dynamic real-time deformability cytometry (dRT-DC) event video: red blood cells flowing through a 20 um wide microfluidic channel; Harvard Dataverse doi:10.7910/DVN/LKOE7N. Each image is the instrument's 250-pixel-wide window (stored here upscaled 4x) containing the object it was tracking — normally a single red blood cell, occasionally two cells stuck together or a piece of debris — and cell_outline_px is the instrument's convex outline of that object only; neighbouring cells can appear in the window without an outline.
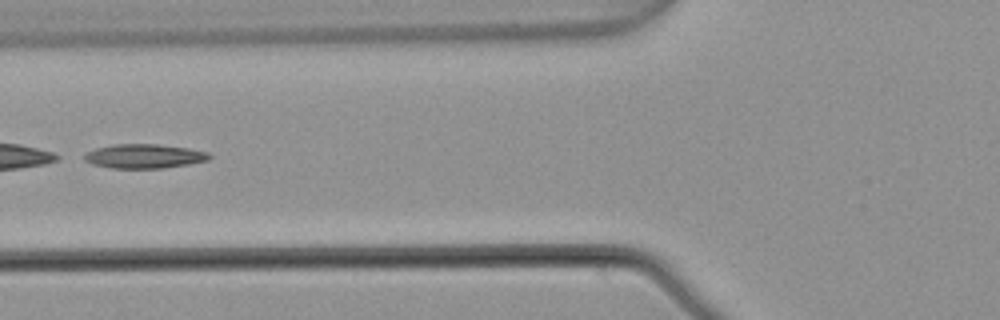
{"species": "common noctule bat (a hibernating species)", "species_latin": "Nyctalus noctula", "temperature_condition": "warm", "stored_images_in_passage": 4, "camera_frame_rate_fps": 3000, "um_per_image_px": 0.085, "animal": {"sex": "male", "body_mass_g": 21.5, "forearm_length_mm": 52.0}, "frame": {"image": 1, "passage_image": 3, "time_ms": 0.667, "image_size_px": [1000, 320], "cell_outline_px": [[212, 156], [208, 160], [188, 164], [164, 168], [112, 168], [92, 164], [84, 160], [84, 156], [88, 152], [96, 148], [112, 144], [156, 144], [188, 148], [208, 152]], "centroid_in_image_um": [12.26, 13.27], "position_along_channel_um": 113.5, "area_um2": 17.57}}
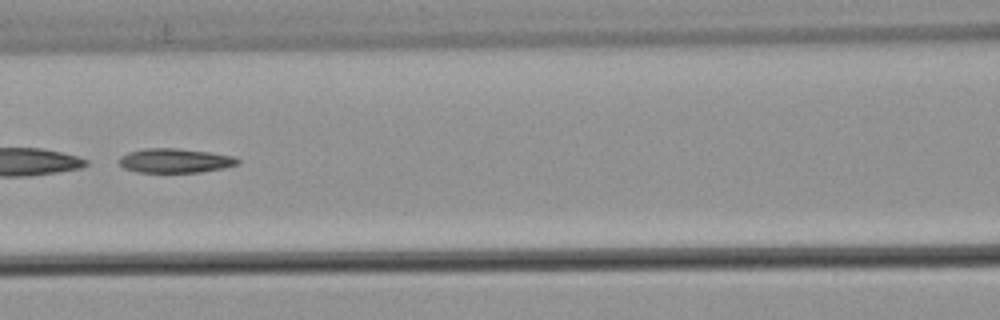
{"frame": {"image": 2, "passage_image": 4, "time_ms": 1.0, "image_size_px": [1000, 320], "cell_outline_px": [[240, 164], [224, 168], [200, 172], [136, 172], [124, 168], [116, 160], [120, 156], [128, 152], [148, 148], [176, 148], [208, 152], [232, 156], [240, 160]], "centroid_in_image_um": [14.86, 13.66], "position_along_channel_um": 151.7, "area_um2": 16.82}}